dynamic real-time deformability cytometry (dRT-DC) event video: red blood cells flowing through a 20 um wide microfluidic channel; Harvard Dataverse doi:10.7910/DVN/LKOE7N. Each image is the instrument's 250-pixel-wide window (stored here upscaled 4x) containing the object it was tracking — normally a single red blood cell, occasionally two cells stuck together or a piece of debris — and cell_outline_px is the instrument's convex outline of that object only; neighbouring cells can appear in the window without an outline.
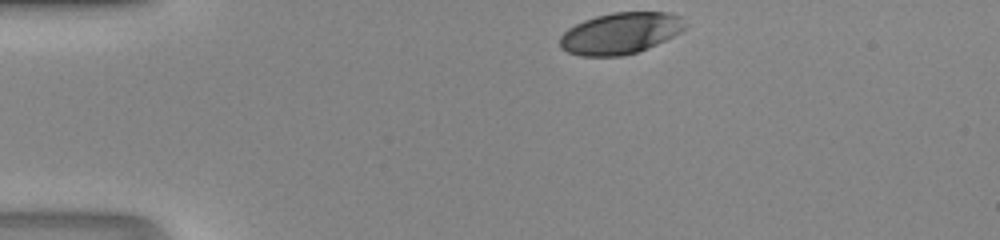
{"species": "human", "species_latin": "Homo sapiens", "temperature_condition": "room temperature", "stored_images_in_passage": 30, "camera_frame_rate_fps": 3000, "um_per_image_px": 0.085, "donor": {"sex": "male"}, "frame": {"image": 1, "passage_image": 1, "time_ms": 0.0, "image_size_px": [1000, 240], "cell_outline_px": [[688, 24], [680, 32], [648, 48], [636, 52], [620, 56], [580, 56], [568, 52], [560, 48], [560, 36], [568, 28], [584, 20], [596, 16], [612, 12], [668, 12], [680, 16]], "centroid_in_image_um": [52.72, 2.82], "position_along_channel_um": 32.3, "area_um2": 30.17}}
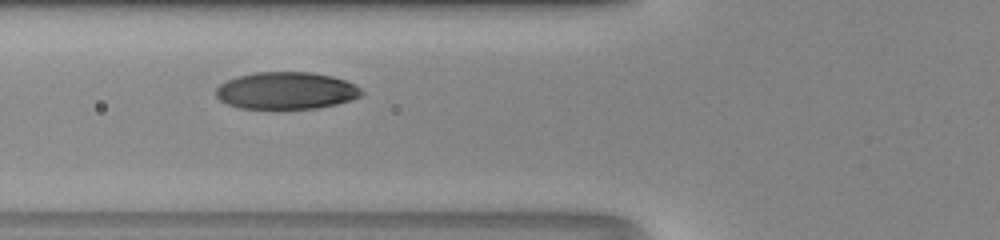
{"frame": {"image": 2, "passage_image": 10, "time_ms": 3.0, "image_size_px": [1000, 240], "cell_outline_px": [[364, 92], [360, 96], [352, 100], [336, 104], [316, 108], [240, 108], [228, 104], [220, 100], [216, 96], [216, 88], [220, 84], [236, 76], [256, 72], [312, 72], [332, 76], [344, 80], [360, 88]], "centroid_in_image_um": [24.32, 7.69], "position_along_channel_um": 101.5, "area_um2": 31.39}}
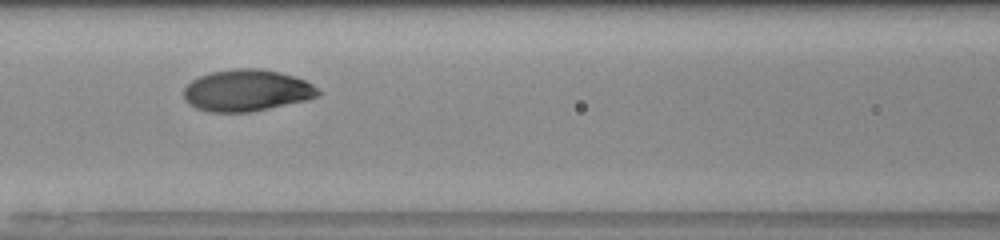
{"frame": {"image": 3, "passage_image": 13, "time_ms": 4.0, "image_size_px": [1000, 240], "cell_outline_px": [[324, 92], [320, 96], [308, 100], [252, 112], [208, 112], [196, 108], [188, 104], [184, 100], [184, 88], [192, 80], [200, 76], [212, 72], [236, 68], [260, 68], [280, 72], [296, 76], [312, 84]], "centroid_in_image_um": [21.02, 7.69], "position_along_channel_um": 145.6, "area_um2": 33.06}}